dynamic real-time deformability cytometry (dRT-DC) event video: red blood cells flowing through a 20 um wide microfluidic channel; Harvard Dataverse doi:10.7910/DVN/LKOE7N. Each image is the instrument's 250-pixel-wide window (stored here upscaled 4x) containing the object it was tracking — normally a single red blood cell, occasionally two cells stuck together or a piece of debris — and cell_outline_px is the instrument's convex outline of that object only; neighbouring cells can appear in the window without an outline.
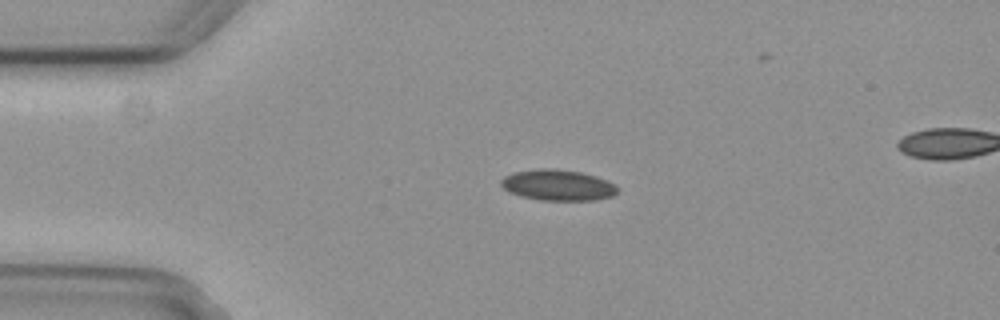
{"species": "common noctule bat (a hibernating species)", "species_latin": "Nyctalus noctula", "temperature_condition": "cold", "stored_images_in_passage": 2, "camera_frame_rate_fps": 3000, "um_per_image_px": 0.085, "animal": {"sex": "female", "body_mass_g": 29.2, "forearm_length_mm": 56.3}, "frame": {"image": 1, "passage_image": 2, "time_ms": 0.333, "image_size_px": [1000, 320], "cell_outline_px": [[616, 192], [612, 196], [596, 200], [540, 200], [520, 196], [508, 192], [500, 184], [500, 180], [504, 176], [512, 172], [540, 168], [556, 168], [580, 172], [596, 176], [616, 184]], "centroid_in_image_um": [47.37, 15.73], "position_along_channel_um": 37.6, "area_um2": 21.1}}